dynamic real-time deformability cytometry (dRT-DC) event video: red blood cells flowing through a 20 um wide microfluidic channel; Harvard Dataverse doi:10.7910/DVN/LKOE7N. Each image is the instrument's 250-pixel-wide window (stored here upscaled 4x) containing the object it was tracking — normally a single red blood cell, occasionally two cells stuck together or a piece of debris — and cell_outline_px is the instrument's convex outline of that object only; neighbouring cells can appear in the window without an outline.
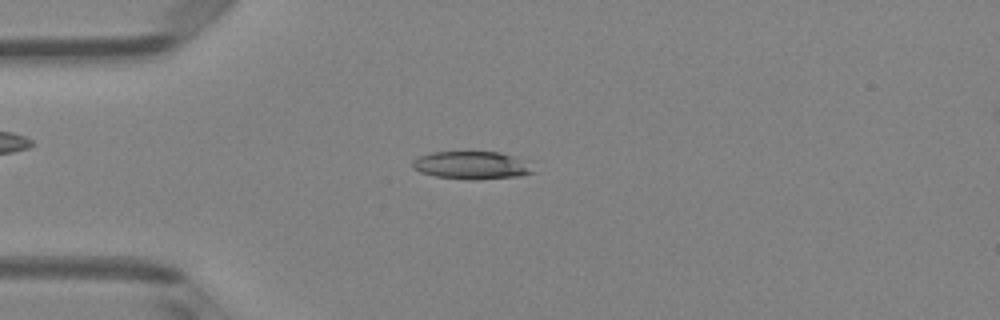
{"species": "Egyptian fruit bat (a non-hibernating species)", "species_latin": "Rousettus aegyptiacus", "temperature_condition": "room temperature", "stored_images_in_passage": 49, "camera_frame_rate_fps": 3000, "um_per_image_px": 0.085, "animal": {"sex": "female"}, "frame": {"image": 1, "passage_image": 12, "time_ms": 3.667, "image_size_px": [1000, 320], "cell_outline_px": [[536, 172], [520, 176], [476, 180], [468, 180], [436, 176], [420, 172], [412, 168], [412, 160], [420, 156], [432, 152], [500, 152], [512, 156]], "centroid_in_image_um": [40.0, 14.06], "position_along_channel_um": 45.0, "area_um2": 19.25}}
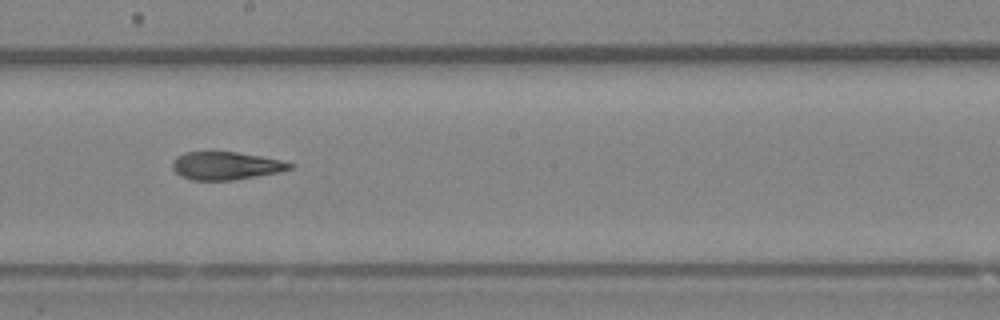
{"frame": {"image": 2, "passage_image": 27, "time_ms": 8.667, "image_size_px": [1000, 320], "cell_outline_px": [[296, 164], [292, 168], [280, 172], [232, 180], [192, 180], [180, 176], [172, 168], [172, 160], [176, 156], [184, 152], [236, 152], [260, 156], [280, 160]], "centroid_in_image_um": [19.18, 14.09], "position_along_channel_um": 229.0, "area_um2": 19.13}}
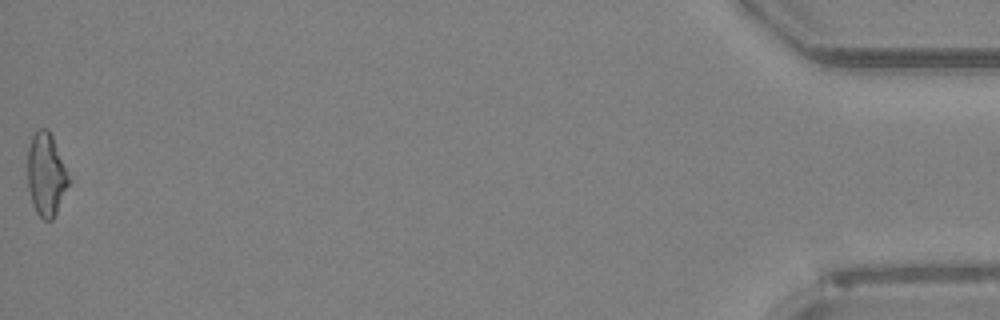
{"frame": {"image": 3, "passage_image": 49, "time_ms": 16.0, "image_size_px": [1000, 320], "cell_outline_px": [[68, 184], [56, 212], [52, 220], [44, 220], [36, 212], [32, 204], [28, 188], [28, 148], [32, 132], [40, 128], [48, 128], [52, 136], [68, 176]], "centroid_in_image_um": [3.87, 14.81], "position_along_channel_um": 431.3, "area_um2": 19.48}, "authors_computed_cell_mechanics": {"area_um2": 19.941, "velocity_mm_per_s": 4.0696, "shape_relaxation_time_tau1_ms": 6.342, "shape_relaxation_time_tau2_ms": 3.8516, "deformation_change_tau1": 0.1745, "deformation_change_tau2": 0.1289}}